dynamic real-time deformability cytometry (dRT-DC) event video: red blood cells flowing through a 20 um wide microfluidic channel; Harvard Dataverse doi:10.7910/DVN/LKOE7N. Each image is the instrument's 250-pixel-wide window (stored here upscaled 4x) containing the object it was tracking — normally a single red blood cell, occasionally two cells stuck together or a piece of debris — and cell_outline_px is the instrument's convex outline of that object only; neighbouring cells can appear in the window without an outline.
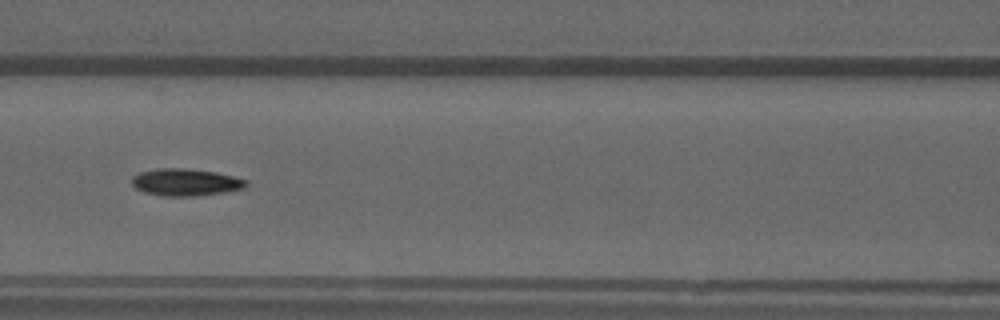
{"species": "common noctule bat (a hibernating species)", "species_latin": "Nyctalus noctula", "temperature_condition": "warm", "stored_images_in_passage": 52, "camera_frame_rate_fps": 3000, "um_per_image_px": 0.085, "animal": {"sex": "male", "forearm_length_mm": 52.5}, "frame": {"image": 1, "passage_image": 23, "time_ms": 7.333, "image_size_px": [1000, 320], "cell_outline_px": [[248, 184], [244, 188], [224, 192], [192, 196], [164, 196], [144, 192], [136, 188], [132, 184], [132, 176], [140, 172], [156, 168], [184, 168], [216, 172], [248, 180]], "centroid_in_image_um": [15.77, 15.48], "position_along_channel_um": 150.8, "area_um2": 18.03}}
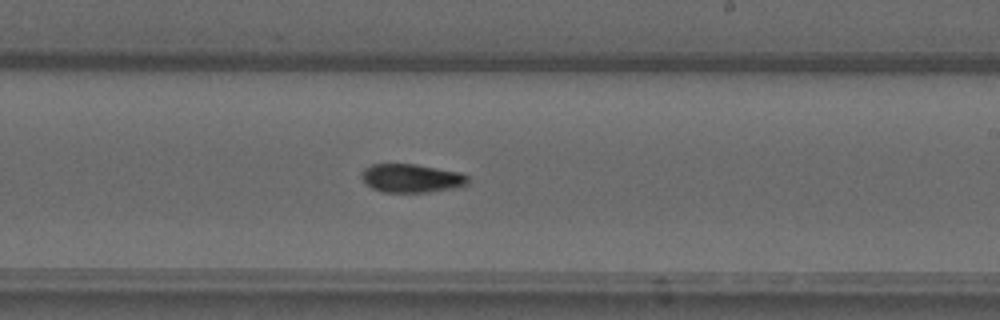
{"frame": {"image": 2, "passage_image": 31, "time_ms": 10.0, "image_size_px": [1000, 320], "cell_outline_px": [[468, 180], [464, 184], [452, 188], [428, 192], [384, 192], [372, 188], [360, 176], [360, 172], [364, 168], [372, 164], [416, 164], [460, 172], [468, 176]], "centroid_in_image_um": [34.93, 15.13], "position_along_channel_um": 254.1, "area_um2": 17.51}}
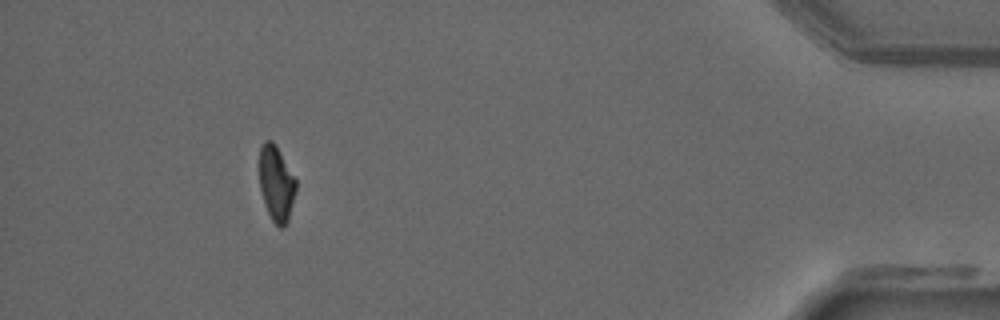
{"frame": {"image": 3, "passage_image": 48, "time_ms": 15.667, "image_size_px": [1000, 320], "cell_outline_px": [[296, 188], [288, 220], [284, 228], [280, 228], [272, 220], [264, 204], [260, 188], [260, 148], [264, 140], [272, 140], [276, 144], [296, 180]], "centroid_in_image_um": [23.48, 15.59], "position_along_channel_um": 411.7, "area_um2": 15.95}, "authors_computed_cell_mechanics": {"area_um2": 16.7909, "velocity_mm_per_s": 3.8912, "shape_relaxation_time_tau1_ms": 7.766, "shape_relaxation_time_tau2_ms": 4.2559, "deformation_change_tau1": 0.2548, "deformation_change_tau2": 0.1011}}